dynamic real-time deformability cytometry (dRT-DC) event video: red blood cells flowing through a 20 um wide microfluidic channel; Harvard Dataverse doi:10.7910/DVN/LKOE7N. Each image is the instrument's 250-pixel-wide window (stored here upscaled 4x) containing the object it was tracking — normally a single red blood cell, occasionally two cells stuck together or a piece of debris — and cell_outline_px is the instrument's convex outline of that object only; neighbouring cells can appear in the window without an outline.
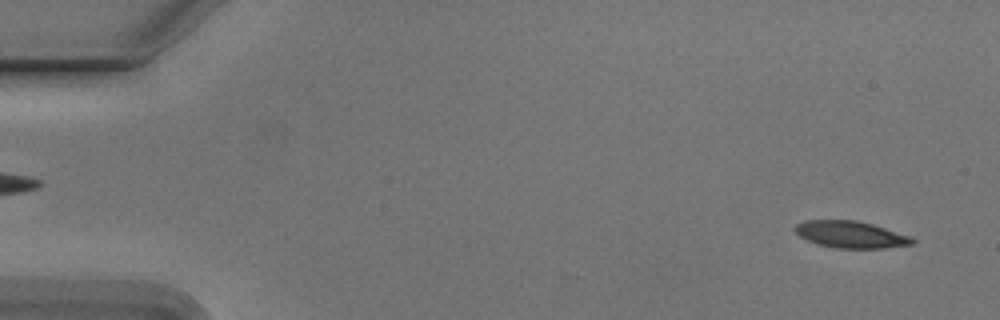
{"species": "Egyptian fruit bat (a non-hibernating species)", "species_latin": "Rousettus aegyptiacus", "temperature_condition": "cold", "stored_images_in_passage": 53, "camera_frame_rate_fps": 3000, "um_per_image_px": 0.085, "animal": {"sex": "male"}, "frame": {"image": 1, "passage_image": 2, "time_ms": 0.333, "image_size_px": [1000, 320], "cell_outline_px": [[916, 240], [912, 244], [884, 248], [836, 248], [820, 244], [808, 240], [800, 236], [792, 228], [796, 224], [804, 220], [856, 220], [872, 224], [908, 236]], "centroid_in_image_um": [72.27, 19.92], "position_along_channel_um": 12.7, "area_um2": 18.09}}
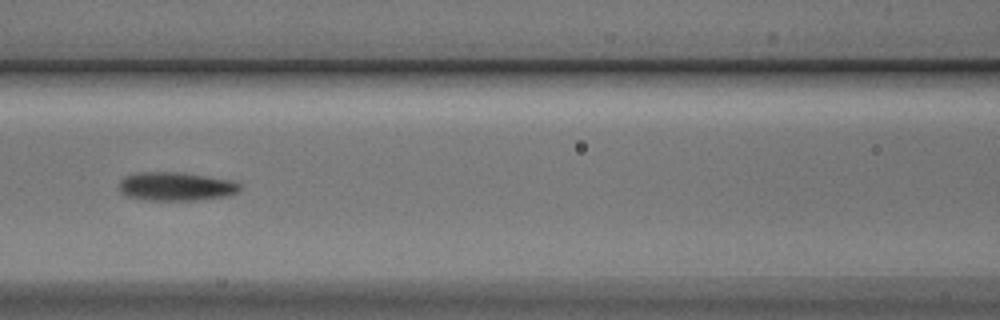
{"frame": {"image": 2, "passage_image": 23, "time_ms": 7.333, "image_size_px": [1000, 320], "cell_outline_px": [[240, 192], [228, 196], [196, 200], [144, 200], [128, 196], [120, 192], [120, 180], [124, 176], [140, 172], [180, 172], [232, 180], [240, 184]], "centroid_in_image_um": [14.97, 15.85], "position_along_channel_um": 151.6, "area_um2": 20.23}}
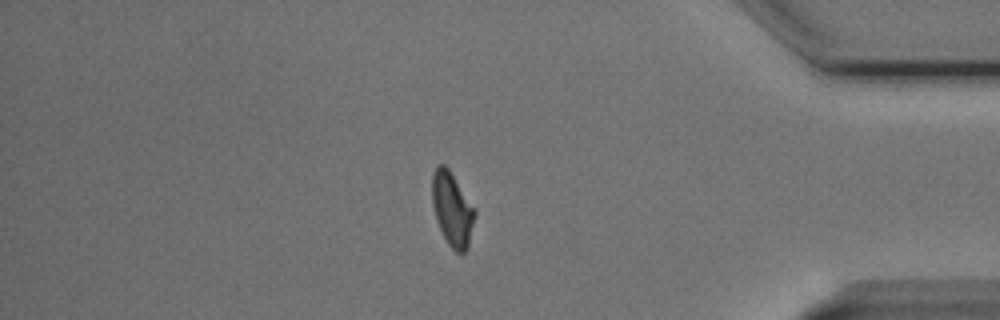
{"frame": {"image": 3, "passage_image": 45, "time_ms": 14.667, "image_size_px": [1000, 320], "cell_outline_px": [[476, 212], [468, 248], [464, 252], [456, 252], [448, 244], [436, 220], [432, 204], [432, 172], [436, 164], [444, 164], [448, 168], [476, 208]], "centroid_in_image_um": [38.44, 17.74], "position_along_channel_um": 396.8, "area_um2": 18.5}, "authors_computed_cell_mechanics": {"area_um2": 19.0162, "velocity_mm_per_s": 3.7765, "shape_relaxation_time_tau1_ms": 3.3103, "shape_relaxation_time_tau2_ms": 3.1649, "deformation_change_tau1": 0.1338, "deformation_change_tau2": 0.106}}